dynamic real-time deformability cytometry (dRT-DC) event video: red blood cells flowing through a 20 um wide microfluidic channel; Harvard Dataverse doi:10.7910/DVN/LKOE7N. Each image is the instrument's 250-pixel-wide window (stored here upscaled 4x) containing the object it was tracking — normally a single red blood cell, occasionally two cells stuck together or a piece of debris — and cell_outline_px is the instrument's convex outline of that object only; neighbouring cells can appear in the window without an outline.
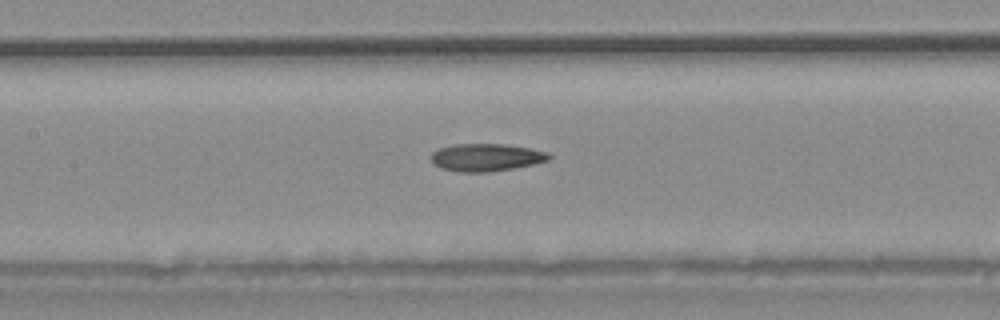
{"species": "common noctule bat (a hibernating species)", "species_latin": "Nyctalus noctula", "temperature_condition": "warm", "stored_images_in_passage": 30, "camera_frame_rate_fps": 3000, "um_per_image_px": 0.085, "animal": {"sex": "male", "body_mass_g": 20.4}, "frame": {"image": 1, "passage_image": 13, "time_ms": 4.0, "image_size_px": [1000, 320], "cell_outline_px": [[552, 156], [548, 160], [532, 164], [512, 168], [488, 172], [460, 172], [440, 168], [432, 164], [432, 152], [436, 148], [456, 144], [504, 144], [528, 148], [548, 152]], "centroid_in_image_um": [41.28, 13.37], "position_along_channel_um": 166.1, "area_um2": 18.9}}